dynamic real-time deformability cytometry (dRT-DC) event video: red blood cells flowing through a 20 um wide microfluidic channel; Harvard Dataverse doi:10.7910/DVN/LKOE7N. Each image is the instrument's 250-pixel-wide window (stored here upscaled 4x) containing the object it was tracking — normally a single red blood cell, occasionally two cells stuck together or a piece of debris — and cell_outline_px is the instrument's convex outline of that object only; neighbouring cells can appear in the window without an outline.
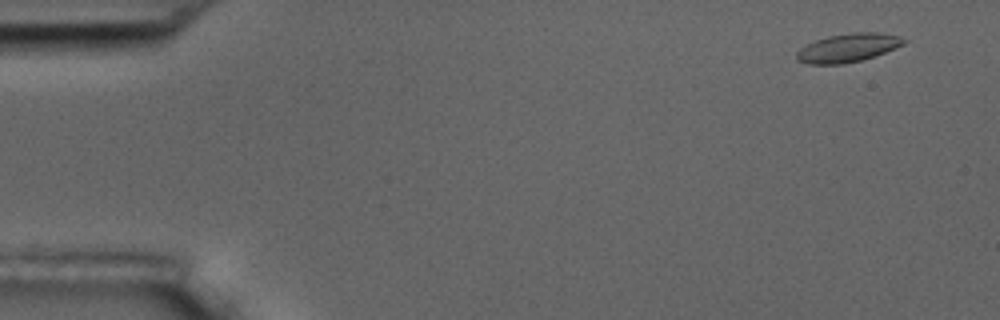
{"species": "common noctule bat (a hibernating species)", "species_latin": "Nyctalus noctula", "temperature_condition": "room temperature", "stored_images_in_passage": 4, "camera_frame_rate_fps": 3000, "um_per_image_px": 0.085, "animal": {"sex": "male", "body_mass_g": 17.5, "forearm_length_mm": 52.3}, "frame": {"image": 1, "passage_image": 1, "time_ms": 0.0, "image_size_px": [1000, 320], "cell_outline_px": [[908, 40], [904, 44], [884, 52], [860, 60], [844, 64], [808, 64], [796, 60], [796, 52], [800, 48], [816, 40], [828, 36], [852, 32], [880, 32], [900, 36]], "centroid_in_image_um": [72.07, 4.05], "position_along_channel_um": 12.9, "area_um2": 17.74}}
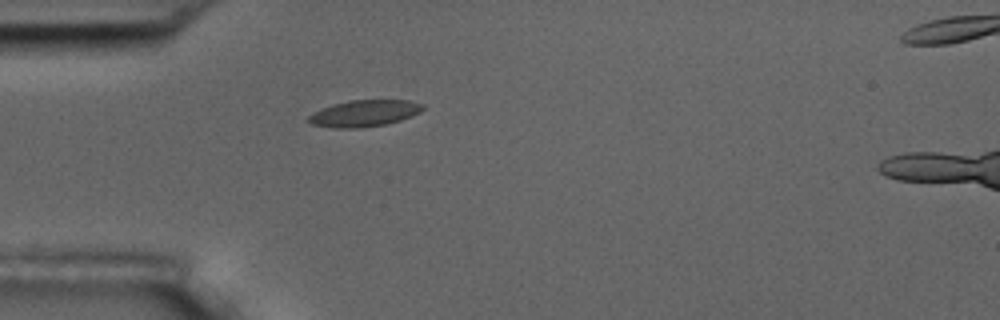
{"frame": {"image": 2, "passage_image": 4, "time_ms": 4.333, "image_size_px": [1000, 320], "cell_outline_px": [[424, 108], [420, 112], [412, 116], [400, 120], [384, 124], [360, 128], [332, 128], [312, 124], [304, 120], [312, 112], [320, 108], [332, 104], [348, 100], [408, 100], [424, 104]], "centroid_in_image_um": [30.91, 9.63], "position_along_channel_um": 54.1, "area_um2": 17.92}}